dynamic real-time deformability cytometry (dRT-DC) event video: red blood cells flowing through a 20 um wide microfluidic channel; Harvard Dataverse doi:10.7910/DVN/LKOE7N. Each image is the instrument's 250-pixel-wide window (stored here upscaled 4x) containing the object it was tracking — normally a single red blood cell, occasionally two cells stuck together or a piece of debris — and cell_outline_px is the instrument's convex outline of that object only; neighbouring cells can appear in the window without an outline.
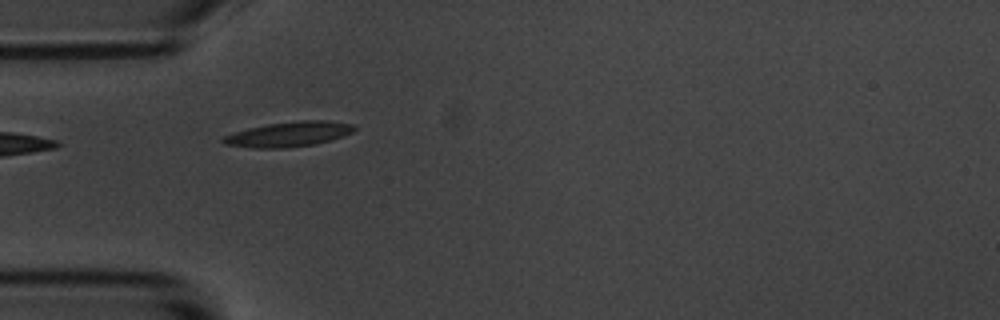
{"species": "common noctule bat (a hibernating species)", "species_latin": "Nyctalus noctula", "temperature_condition": "room temperature", "stored_images_in_passage": 5, "camera_frame_rate_fps": 3000, "um_per_image_px": 0.085, "animal": {"sex": "male", "body_mass_g": 20.1, "forearm_length_mm": 53.5}, "frame": {"image": 1, "passage_image": 5, "time_ms": 4.333, "image_size_px": [1000, 320], "cell_outline_px": [[356, 128], [352, 132], [344, 136], [316, 144], [288, 148], [252, 148], [224, 144], [220, 140], [224, 136], [248, 128], [268, 124], [300, 120], [328, 120], [352, 124]], "centroid_in_image_um": [24.56, 11.41], "position_along_channel_um": 60.4, "area_um2": 19.13}}